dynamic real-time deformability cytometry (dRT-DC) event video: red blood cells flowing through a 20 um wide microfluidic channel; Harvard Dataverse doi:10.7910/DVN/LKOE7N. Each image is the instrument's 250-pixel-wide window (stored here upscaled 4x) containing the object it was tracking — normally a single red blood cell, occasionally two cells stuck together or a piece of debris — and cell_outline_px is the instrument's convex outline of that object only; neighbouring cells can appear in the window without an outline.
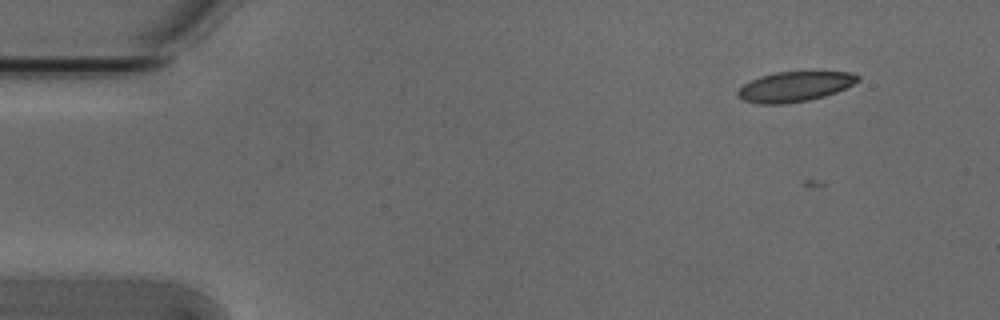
{"species": "Egyptian fruit bat (a non-hibernating species)", "species_latin": "Rousettus aegyptiacus", "temperature_condition": "cold", "stored_images_in_passage": 4, "camera_frame_rate_fps": 3000, "um_per_image_px": 0.085, "animal": {"sex": "male"}, "frame": {"image": 1, "passage_image": 1, "time_ms": 0.0, "image_size_px": [1000, 320], "cell_outline_px": [[860, 80], [836, 92], [824, 96], [808, 100], [784, 104], [756, 104], [744, 100], [736, 96], [736, 92], [744, 84], [760, 76], [776, 72], [852, 72], [860, 76]], "centroid_in_image_um": [67.53, 7.37], "position_along_channel_um": 17.5, "area_um2": 20.92}}
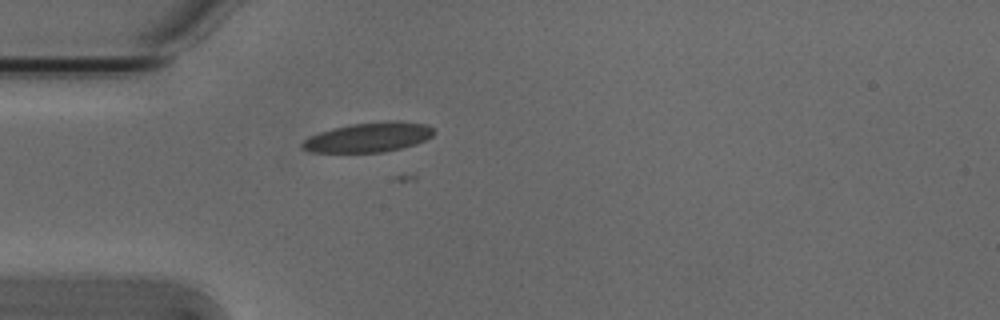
{"frame": {"image": 2, "passage_image": 4, "time_ms": 1.0, "image_size_px": [1000, 320], "cell_outline_px": [[436, 132], [432, 136], [416, 144], [384, 152], [308, 152], [300, 148], [300, 144], [304, 140], [320, 132], [332, 128], [348, 124], [388, 120], [400, 120], [428, 124]], "centroid_in_image_um": [31.34, 11.65], "position_along_channel_um": 53.7, "area_um2": 23.0}}